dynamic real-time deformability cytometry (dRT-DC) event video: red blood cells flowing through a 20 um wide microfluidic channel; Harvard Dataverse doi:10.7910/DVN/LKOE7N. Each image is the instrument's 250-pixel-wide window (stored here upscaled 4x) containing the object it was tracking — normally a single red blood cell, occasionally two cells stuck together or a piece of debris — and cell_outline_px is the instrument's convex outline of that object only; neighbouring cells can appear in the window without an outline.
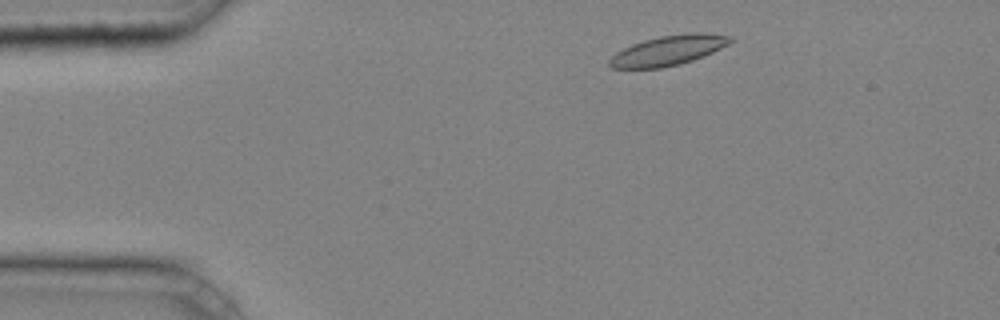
{"species": "common noctule bat (a hibernating species)", "species_latin": "Nyctalus noctula", "temperature_condition": "cold", "stored_images_in_passage": 35, "camera_frame_rate_fps": 3000, "um_per_image_px": 0.085, "animal": {"sex": "male", "body_mass_g": 20.4}, "frame": {"image": 1, "passage_image": 3, "time_ms": 0.667, "image_size_px": [1000, 320], "cell_outline_px": [[732, 40], [728, 44], [704, 56], [680, 64], [660, 68], [612, 68], [608, 64], [608, 60], [616, 52], [632, 44], [644, 40], [660, 36], [688, 32], [704, 32], [732, 36]], "centroid_in_image_um": [56.8, 4.27], "position_along_channel_um": 28.2, "area_um2": 21.04}}
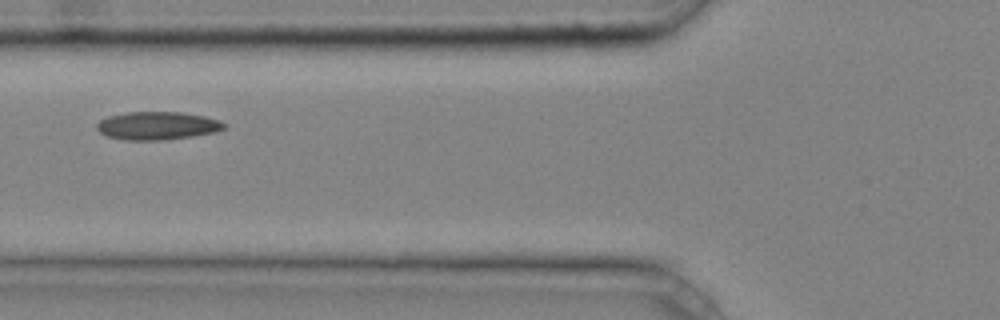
{"frame": {"image": 2, "passage_image": 13, "time_ms": 4.0, "image_size_px": [1000, 320], "cell_outline_px": [[228, 124], [224, 128], [212, 132], [192, 136], [164, 140], [124, 140], [108, 136], [100, 132], [96, 128], [96, 124], [100, 120], [108, 116], [128, 112], [180, 112], [204, 116], [220, 120]], "centroid_in_image_um": [13.36, 10.68], "position_along_channel_um": 112.4, "area_um2": 20.75}}
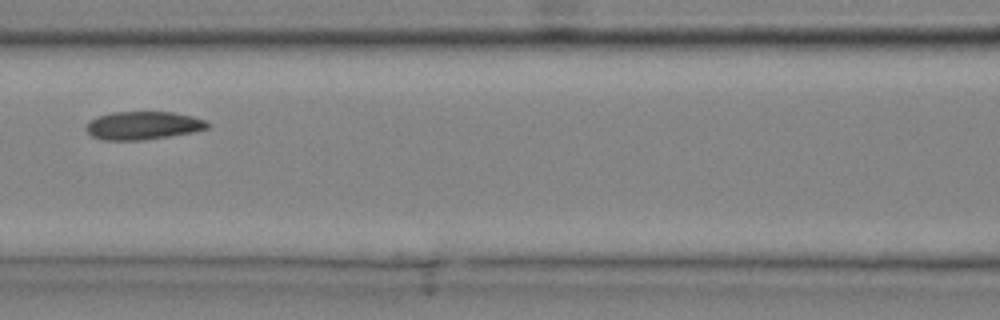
{"frame": {"image": 3, "passage_image": 16, "time_ms": 5.0, "image_size_px": [1000, 320], "cell_outline_px": [[208, 128], [196, 132], [144, 140], [100, 140], [92, 136], [84, 128], [92, 120], [100, 116], [112, 112], [172, 112], [192, 116], [204, 120], [208, 124]], "centroid_in_image_um": [12.17, 10.68], "position_along_channel_um": 154.4, "area_um2": 19.83}, "authors_computed_cell_mechanics": {"area_um2": 20.1722, "velocity_mm_per_s": 4.2057, "shape_relaxation_time_tau1_ms": null, "shape_relaxation_time_tau2_ms": 4.0739, "deformation_change_tau1": null, "deformation_change_tau2": 0.0832}}